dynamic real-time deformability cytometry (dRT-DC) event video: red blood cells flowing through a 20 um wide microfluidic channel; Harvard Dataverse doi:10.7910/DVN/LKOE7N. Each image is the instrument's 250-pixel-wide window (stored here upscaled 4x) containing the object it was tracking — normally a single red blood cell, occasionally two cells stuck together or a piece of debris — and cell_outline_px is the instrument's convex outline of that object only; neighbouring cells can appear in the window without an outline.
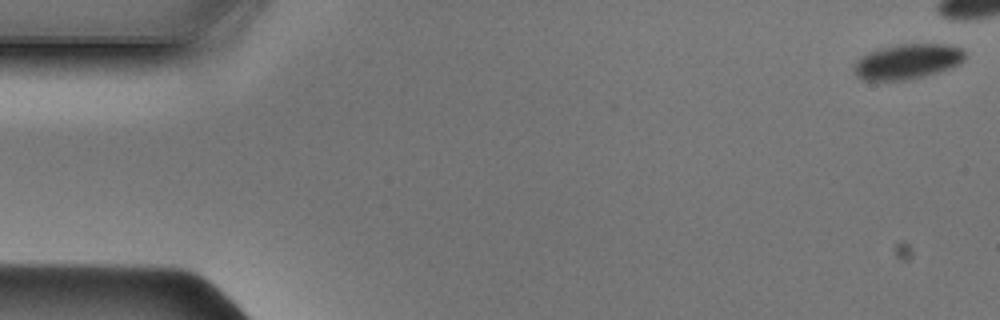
{"species": "Egyptian fruit bat (a non-hibernating species)", "species_latin": "Rousettus aegyptiacus", "temperature_condition": "cold", "stored_images_in_passage": 21, "camera_frame_rate_fps": 3000, "um_per_image_px": 0.085, "animal": {"sex": "male"}, "frame": {"image": 1, "passage_image": 1, "time_ms": 0.0, "image_size_px": [1000, 320], "cell_outline_px": [[964, 60], [960, 64], [952, 68], [908, 80], [864, 80], [856, 76], [856, 64], [864, 56], [880, 48], [900, 44], [944, 44], [960, 48], [964, 52]], "centroid_in_image_um": [77.2, 5.23], "position_along_channel_um": 7.8, "area_um2": 22.2}}
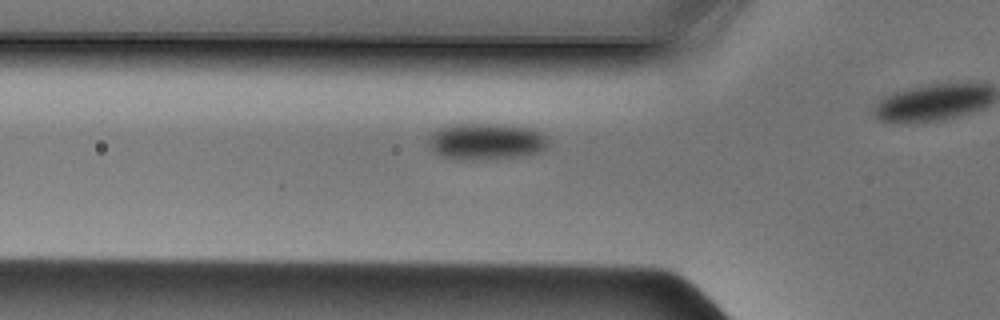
{"frame": {"image": 2, "passage_image": 16, "time_ms": 5.0, "image_size_px": [1000, 320], "cell_outline_px": [[548, 144], [540, 152], [520, 156], [484, 160], [456, 160], [444, 156], [436, 152], [428, 144], [428, 140], [440, 128], [456, 124], [504, 124], [532, 128], [544, 132]], "centroid_in_image_um": [41.38, 12.03], "position_along_channel_um": 84.4, "area_um2": 25.49}}
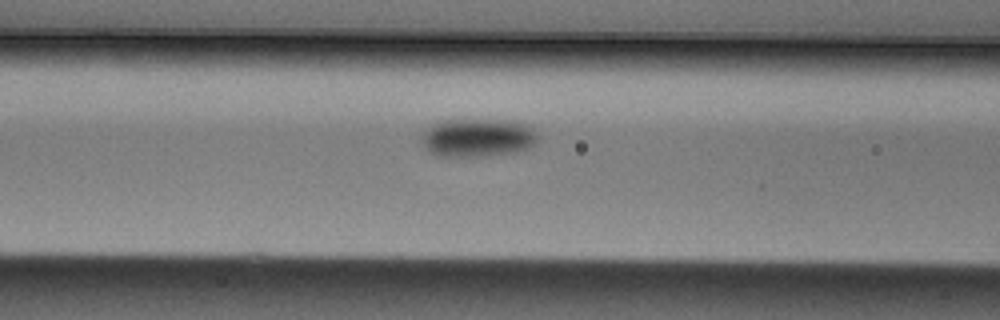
{"frame": {"image": 3, "passage_image": 19, "time_ms": 6.0, "image_size_px": [1000, 320], "cell_outline_px": [[536, 140], [528, 148], [516, 152], [476, 156], [440, 156], [432, 152], [420, 140], [424, 132], [428, 128], [440, 120], [512, 120], [528, 124], [532, 128], [536, 136]], "centroid_in_image_um": [40.61, 11.68], "position_along_channel_um": 126.0, "area_um2": 25.55}}